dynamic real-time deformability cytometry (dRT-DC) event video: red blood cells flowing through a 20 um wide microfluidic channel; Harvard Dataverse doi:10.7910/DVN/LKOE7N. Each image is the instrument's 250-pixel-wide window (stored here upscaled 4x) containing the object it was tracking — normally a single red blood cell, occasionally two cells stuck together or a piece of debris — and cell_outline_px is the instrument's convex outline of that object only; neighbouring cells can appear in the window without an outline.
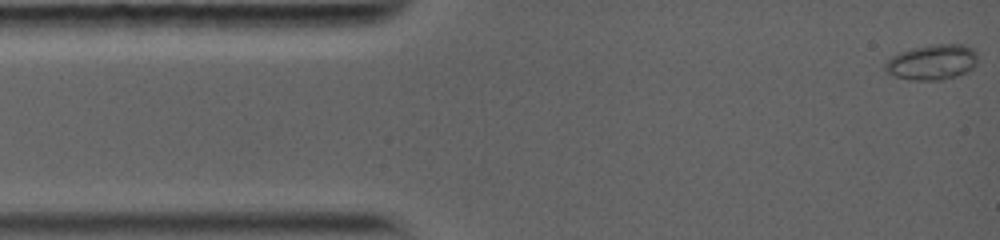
{"species": "common noctule bat (a hibernating species)", "species_latin": "Nyctalus noctula", "temperature_condition": "warm", "stored_images_in_passage": 68, "camera_frame_rate_fps": 5000, "um_per_image_px": 0.085, "animal": {"sex": "female", "body_mass_g": 19.0, "forearm_length_mm": 56.7}, "frame": {"image": 1, "passage_image": 1, "time_ms": 0.0, "image_size_px": [1000, 240], "cell_outline_px": [[976, 64], [968, 72], [956, 76], [940, 80], [912, 80], [896, 76], [888, 72], [884, 68], [884, 64], [892, 56], [900, 52], [912, 48], [928, 44], [964, 44], [972, 48], [976, 52]], "centroid_in_image_um": [79.25, 5.27], "position_along_channel_um": 5.8, "area_um2": 19.07}}
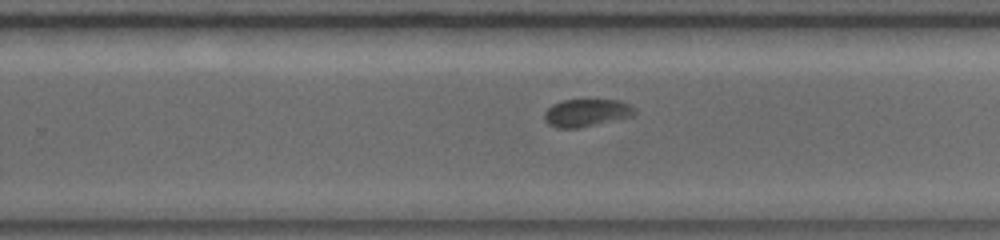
{"frame": {"image": 2, "passage_image": 32, "time_ms": 9.0, "image_size_px": [1000, 240], "cell_outline_px": [[636, 112], [632, 116], [580, 128], [556, 128], [548, 124], [544, 120], [544, 112], [552, 104], [564, 100], [620, 100], [636, 108]], "centroid_in_image_um": [49.83, 9.59], "position_along_channel_um": 280.0, "area_um2": 14.57}}
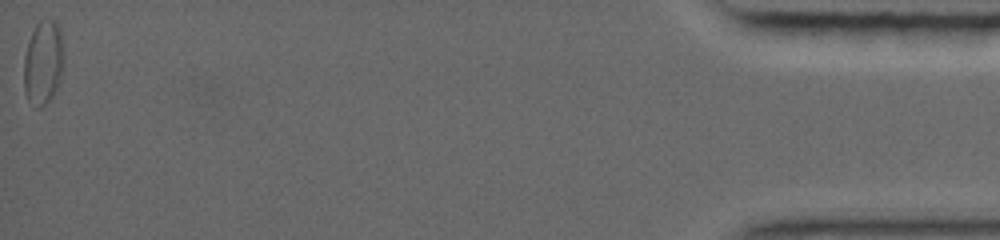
{"frame": {"image": 3, "passage_image": 68, "time_ms": 16.4, "image_size_px": [1000, 240], "cell_outline_px": [[60, 76], [56, 88], [52, 96], [40, 108], [36, 108], [28, 100], [24, 92], [24, 56], [32, 32], [36, 24], [40, 20], [56, 20], [60, 24]], "centroid_in_image_um": [3.61, 5.32], "position_along_channel_um": 431.6, "area_um2": 18.84}, "authors_computed_cell_mechanics": {"area_um2": 15.606, "velocity_mm_per_s": 3.9478, "shape_relaxation_time_tau1_ms": 7.3552, "shape_relaxation_time_tau2_ms": 7.1284, "deformation_change_tau1": 0.187, "deformation_change_tau2": 0.062}}